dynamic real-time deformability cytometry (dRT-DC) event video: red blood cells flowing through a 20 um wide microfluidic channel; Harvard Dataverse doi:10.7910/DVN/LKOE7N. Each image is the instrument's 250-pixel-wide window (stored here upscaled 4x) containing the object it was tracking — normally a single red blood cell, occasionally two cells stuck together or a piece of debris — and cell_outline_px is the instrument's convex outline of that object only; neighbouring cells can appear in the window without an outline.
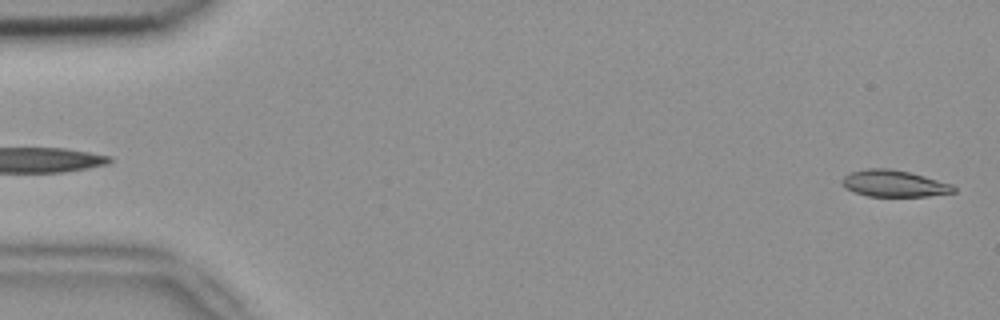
{"species": "common noctule bat (a hibernating species)", "species_latin": "Nyctalus noctula", "temperature_condition": "room temperature", "stored_images_in_passage": 5, "segment_of_instrument_passage": [2, 2], "camera_frame_rate_fps": 3000, "um_per_image_px": 0.085, "animal": {"sex": "female", "body_mass_g": 18.4}, "frame": {"image": 1, "passage_image": 5, "time_ms": 1.333, "image_size_px": [1000, 320], "cell_outline_px": [[956, 192], [928, 196], [868, 196], [852, 192], [844, 188], [840, 180], [844, 176], [852, 172], [868, 168], [888, 168], [908, 172], [924, 176], [952, 184], [956, 188]], "centroid_in_image_um": [75.97, 15.6], "position_along_channel_um": 9.0, "area_um2": 17.34}}